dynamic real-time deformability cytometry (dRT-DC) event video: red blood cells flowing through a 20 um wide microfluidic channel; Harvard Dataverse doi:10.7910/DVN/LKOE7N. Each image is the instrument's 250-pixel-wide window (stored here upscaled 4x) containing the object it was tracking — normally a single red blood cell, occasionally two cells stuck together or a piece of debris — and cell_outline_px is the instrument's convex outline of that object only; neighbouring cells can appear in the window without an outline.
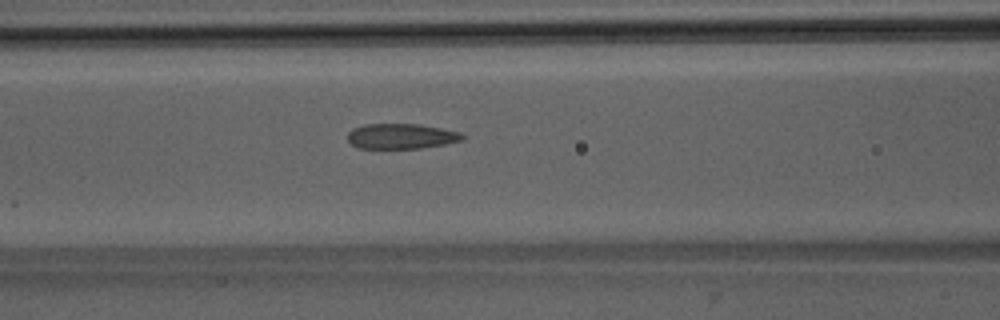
{"species": "Egyptian fruit bat (a non-hibernating species)", "species_latin": "Rousettus aegyptiacus", "temperature_condition": "room temperature", "stored_images_in_passage": 18, "camera_frame_rate_fps": 3000, "um_per_image_px": 0.085, "animal": {"sex": "male"}, "frame": {"image": 1, "passage_image": 10, "time_ms": 3.0, "image_size_px": [1000, 320], "cell_outline_px": [[468, 136], [464, 140], [444, 144], [420, 148], [360, 148], [352, 144], [348, 140], [348, 132], [352, 128], [364, 124], [420, 124], [460, 132]], "centroid_in_image_um": [34.13, 11.57], "position_along_channel_um": 132.5, "area_um2": 16.94}}